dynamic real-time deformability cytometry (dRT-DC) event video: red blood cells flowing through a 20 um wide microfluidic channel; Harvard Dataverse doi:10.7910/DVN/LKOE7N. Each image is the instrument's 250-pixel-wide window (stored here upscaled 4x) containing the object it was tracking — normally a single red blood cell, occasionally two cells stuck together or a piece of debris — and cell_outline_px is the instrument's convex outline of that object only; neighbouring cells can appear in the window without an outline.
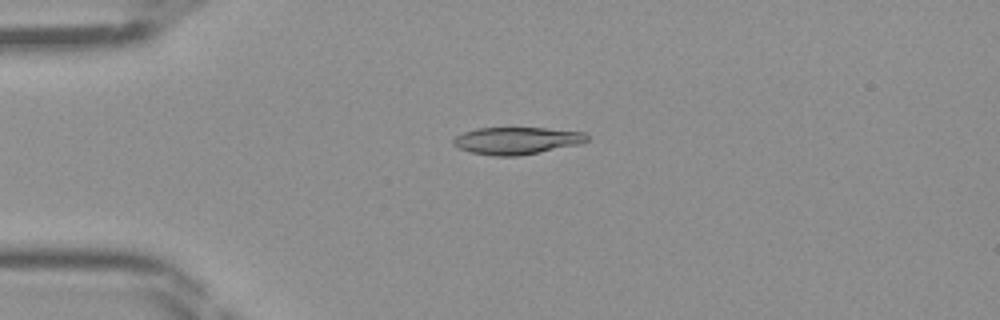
{"species": "Egyptian fruit bat (a non-hibernating species)", "species_latin": "Rousettus aegyptiacus", "temperature_condition": "room temperature", "stored_images_in_passage": 45, "camera_frame_rate_fps": 3000, "um_per_image_px": 0.085, "frame": {"image": 1, "passage_image": 11, "time_ms": 3.333, "image_size_px": [1000, 320], "cell_outline_px": [[588, 140], [580, 144], [520, 156], [492, 156], [468, 152], [452, 144], [452, 140], [456, 136], [464, 132], [476, 128], [544, 128], [584, 132], [588, 136]], "centroid_in_image_um": [43.9, 11.96], "position_along_channel_um": 41.1, "area_um2": 21.27}}
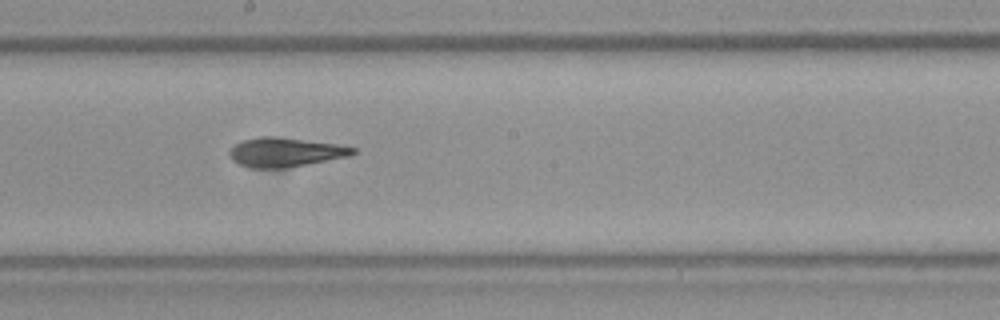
{"frame": {"image": 2, "passage_image": 25, "time_ms": 8.0, "image_size_px": [1000, 320], "cell_outline_px": [[356, 152], [352, 156], [284, 168], [248, 168], [232, 160], [228, 152], [236, 144], [244, 140], [260, 136], [280, 136], [336, 144], [356, 148]], "centroid_in_image_um": [24.26, 12.93], "position_along_channel_um": 223.9, "area_um2": 21.1}}
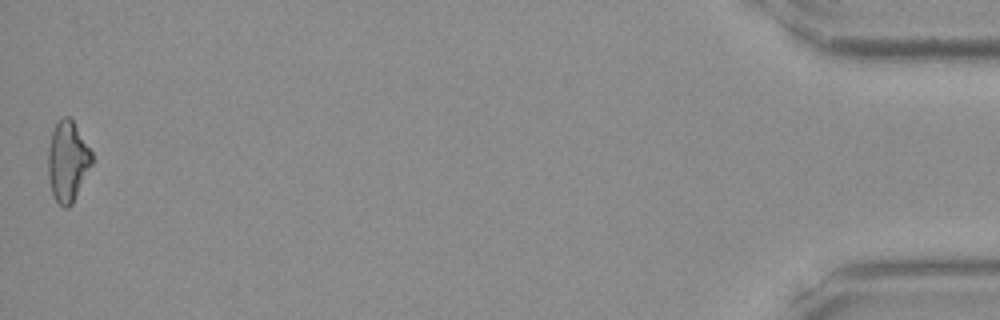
{"frame": {"image": 3, "passage_image": 45, "time_ms": 14.667, "image_size_px": [1000, 320], "cell_outline_px": [[92, 164], [72, 204], [68, 208], [64, 208], [52, 196], [48, 176], [48, 148], [52, 132], [56, 120], [60, 116], [68, 116], [72, 120], [92, 152]], "centroid_in_image_um": [5.73, 13.7], "position_along_channel_um": 429.5, "area_um2": 20.58}}